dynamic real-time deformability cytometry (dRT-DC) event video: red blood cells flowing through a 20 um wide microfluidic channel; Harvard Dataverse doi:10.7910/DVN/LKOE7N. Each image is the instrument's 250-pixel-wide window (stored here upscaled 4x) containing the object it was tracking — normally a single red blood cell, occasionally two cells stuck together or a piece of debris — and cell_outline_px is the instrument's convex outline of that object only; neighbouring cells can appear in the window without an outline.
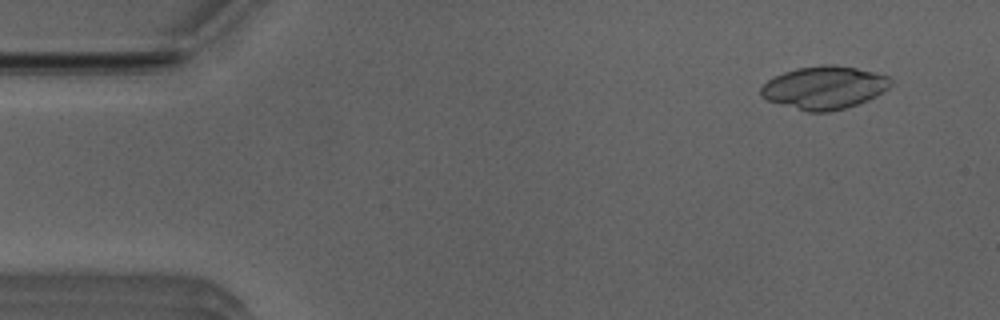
{"species": "Egyptian fruit bat (a non-hibernating species)", "species_latin": "Rousettus aegyptiacus", "temperature_condition": "room temperature", "stored_images_in_passage": 10, "camera_frame_rate_fps": 3000, "um_per_image_px": 0.085, "animal": {"sex": "male"}, "frame": {"image": 1, "passage_image": 4, "time_ms": 1.0, "image_size_px": [1000, 320], "cell_outline_px": [[892, 84], [888, 88], [876, 96], [868, 100], [844, 108], [828, 112], [808, 112], [768, 100], [760, 96], [760, 88], [768, 80], [784, 72], [796, 68], [824, 64], [836, 64], [856, 68], [888, 76], [892, 80]], "centroid_in_image_um": [70.06, 7.44], "position_along_channel_um": 14.9, "area_um2": 32.31}}